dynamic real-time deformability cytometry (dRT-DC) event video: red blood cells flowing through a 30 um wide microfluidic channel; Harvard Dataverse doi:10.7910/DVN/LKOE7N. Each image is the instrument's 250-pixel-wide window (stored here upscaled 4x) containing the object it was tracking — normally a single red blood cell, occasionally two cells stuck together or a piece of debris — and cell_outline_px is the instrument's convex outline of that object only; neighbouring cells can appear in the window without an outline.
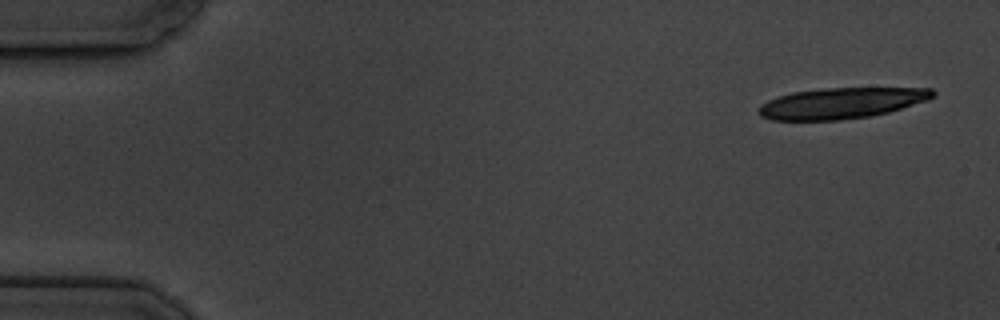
{"species": "common noctule bat (a hibernating species)", "species_latin": "Nyctalus noctula", "temperature_condition": "cold", "stored_images_in_passage": 4, "camera_frame_rate_fps": 3000, "um_per_image_px": 0.085, "animal": {"sex": "male", "body_mass_g": 19.5, "forearm_length_mm": 54.6}, "frame": {"image": 1, "passage_image": 1, "time_ms": 0.0, "image_size_px": [1000, 320], "cell_outline_px": [[936, 96], [928, 100], [888, 112], [868, 116], [840, 120], [772, 120], [760, 116], [756, 108], [760, 104], [768, 100], [792, 92], [824, 88], [932, 88], [936, 92]], "centroid_in_image_um": [71.5, 8.76], "position_along_channel_um": 13.5, "area_um2": 31.39}}